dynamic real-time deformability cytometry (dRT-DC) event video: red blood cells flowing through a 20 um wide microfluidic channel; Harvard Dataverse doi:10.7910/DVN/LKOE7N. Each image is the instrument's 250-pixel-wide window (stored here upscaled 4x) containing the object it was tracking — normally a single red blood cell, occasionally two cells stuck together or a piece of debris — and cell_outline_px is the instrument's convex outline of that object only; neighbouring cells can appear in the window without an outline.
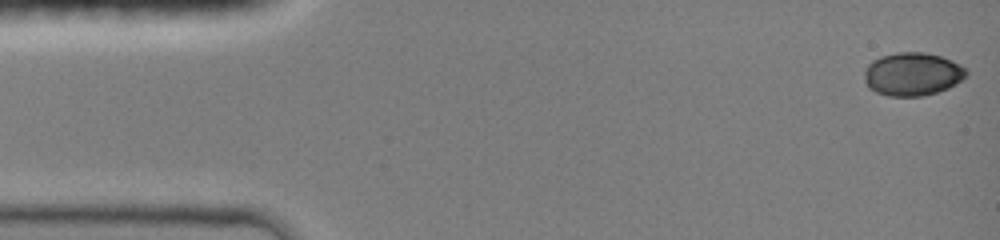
{"species": "common noctule bat (a hibernating species)", "species_latin": "Nyctalus noctula", "temperature_condition": "room temperature", "stored_images_in_passage": 23, "camera_frame_rate_fps": 3000, "um_per_image_px": 0.085, "animal": {"sex": "female", "body_mass_g": 19.0, "forearm_length_mm": 51.5}, "frame": {"image": 1, "passage_image": 1, "time_ms": 0.0, "image_size_px": [1000, 240], "cell_outline_px": [[968, 72], [960, 80], [948, 88], [924, 96], [888, 96], [876, 92], [868, 88], [864, 80], [864, 72], [868, 64], [872, 60], [880, 56], [896, 52], [924, 52], [940, 56], [968, 68]], "centroid_in_image_um": [77.52, 6.29], "position_along_channel_um": 7.5, "area_um2": 25.72}}
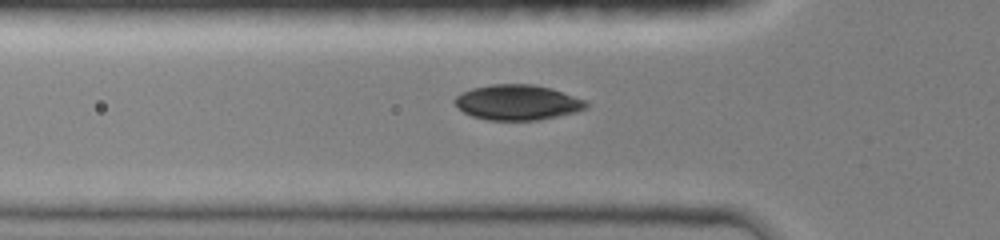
{"frame": {"image": 2, "passage_image": 14, "time_ms": 4.667, "image_size_px": [1000, 240], "cell_outline_px": [[588, 108], [576, 112], [540, 120], [488, 120], [472, 116], [464, 112], [452, 100], [456, 96], [472, 88], [492, 84], [532, 84], [552, 88], [584, 100], [588, 104]], "centroid_in_image_um": [44.0, 8.7], "position_along_channel_um": 81.8, "area_um2": 26.93}}
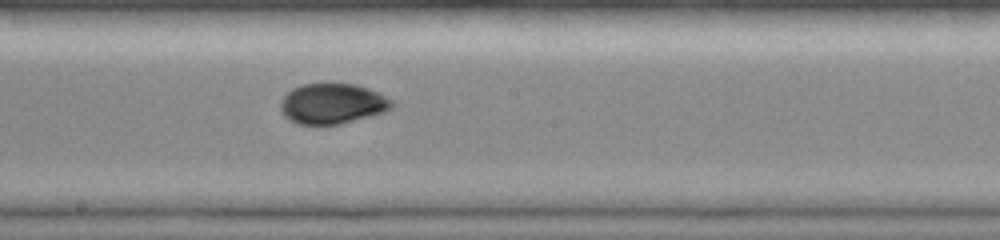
{"frame": {"image": 3, "passage_image": 23, "time_ms": 8.0, "image_size_px": [1000, 240], "cell_outline_px": [[396, 104], [392, 108], [384, 112], [340, 124], [296, 124], [288, 120], [284, 116], [280, 108], [280, 104], [284, 96], [292, 88], [300, 84], [332, 80], [356, 84], [368, 88], [392, 100]], "centroid_in_image_um": [28.23, 8.76], "position_along_channel_um": 220.0, "area_um2": 26.99}}